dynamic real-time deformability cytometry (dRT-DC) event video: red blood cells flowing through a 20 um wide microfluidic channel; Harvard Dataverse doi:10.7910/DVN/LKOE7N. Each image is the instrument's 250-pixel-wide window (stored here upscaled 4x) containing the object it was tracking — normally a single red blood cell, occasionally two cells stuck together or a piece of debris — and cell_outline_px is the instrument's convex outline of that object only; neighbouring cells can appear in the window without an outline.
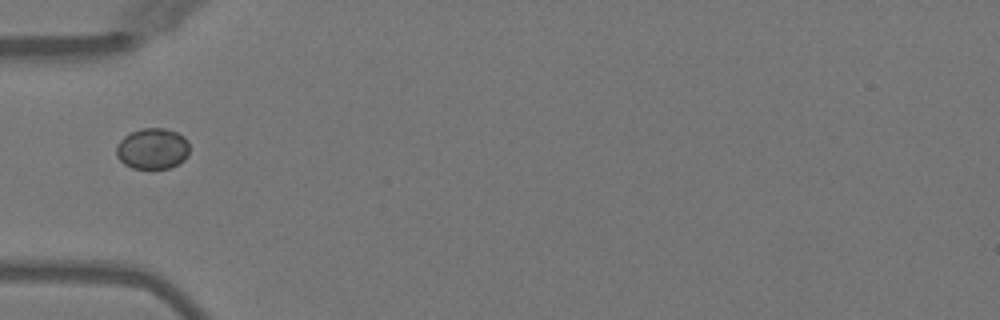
{"species": "Egyptian fruit bat (a non-hibernating species)", "species_latin": "Rousettus aegyptiacus", "temperature_condition": "warm", "stored_images_in_passage": 1, "camera_frame_rate_fps": 3000, "um_per_image_px": 0.085, "animal": {"sex": "female"}, "frame": {"image": 1, "passage_image": 1, "time_ms": 0.0, "image_size_px": [1000, 320], "cell_outline_px": [[188, 156], [184, 160], [168, 168], [132, 168], [124, 164], [116, 156], [116, 144], [124, 136], [132, 132], [144, 128], [164, 128], [176, 132], [184, 136], [188, 140]], "centroid_in_image_um": [12.95, 12.63], "position_along_channel_um": 72.0, "area_um2": 17.46}}